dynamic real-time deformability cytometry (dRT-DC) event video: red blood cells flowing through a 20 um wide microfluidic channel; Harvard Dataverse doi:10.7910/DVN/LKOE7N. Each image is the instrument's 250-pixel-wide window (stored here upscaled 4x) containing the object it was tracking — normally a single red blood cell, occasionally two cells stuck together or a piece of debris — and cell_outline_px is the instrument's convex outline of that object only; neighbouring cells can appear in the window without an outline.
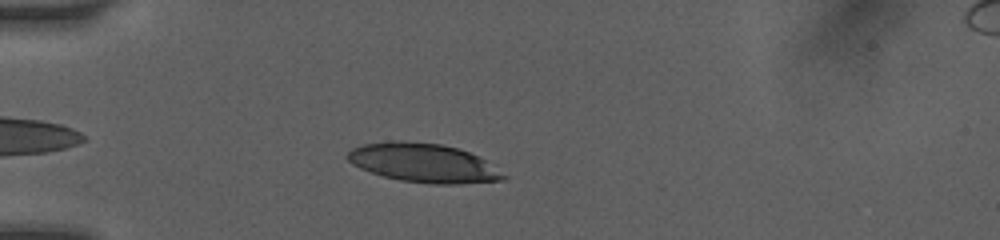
{"species": "human", "species_latin": "Homo sapiens", "temperature_condition": "room temperature", "stored_images_in_passage": 48, "camera_frame_rate_fps": 3000, "um_per_image_px": 0.085, "donor": {"sex": "female"}, "frame": {"image": 1, "passage_image": 6, "time_ms": 1.333, "image_size_px": [1000, 240], "cell_outline_px": [[508, 176], [504, 180], [456, 184], [436, 184], [400, 180], [384, 176], [360, 168], [352, 164], [348, 160], [348, 152], [352, 148], [364, 144], [440, 144], [456, 148], [468, 152], [484, 160]], "centroid_in_image_um": [36.05, 13.91], "position_along_channel_um": 48.9, "area_um2": 33.76}}
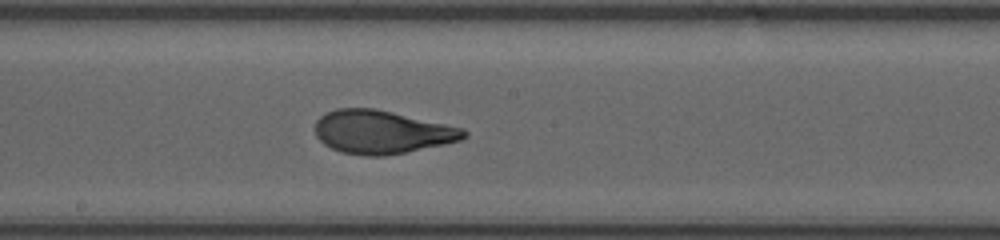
{"frame": {"image": 2, "passage_image": 24, "time_ms": 6.0, "image_size_px": [1000, 240], "cell_outline_px": [[468, 136], [460, 140], [444, 144], [384, 156], [364, 156], [340, 152], [324, 144], [316, 136], [316, 120], [324, 112], [336, 108], [372, 108], [392, 112], [464, 128], [468, 132]], "centroid_in_image_um": [32.43, 11.22], "position_along_channel_um": 215.8, "area_um2": 37.45}}
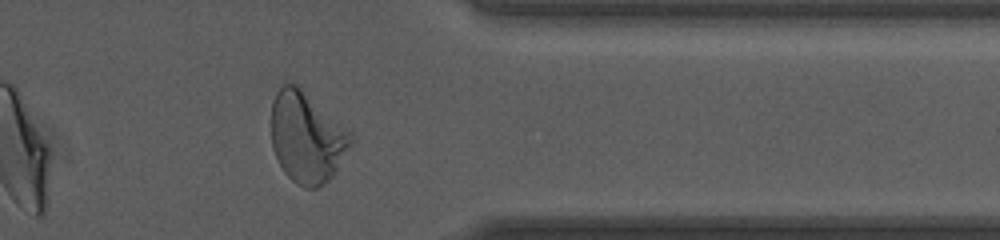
{"frame": {"image": 3, "passage_image": 42, "time_ms": 10.333, "image_size_px": [1000, 240], "cell_outline_px": [[356, 140], [336, 172], [324, 184], [316, 188], [304, 188], [296, 184], [284, 172], [272, 148], [272, 100], [276, 92], [284, 84], [296, 84], [352, 132], [356, 136]], "centroid_in_image_um": [26.12, 11.71], "position_along_channel_um": 385.3, "area_um2": 42.37}, "authors_computed_cell_mechanics": {"area_um2": 37.3388, "velocity_mm_per_s": 4.0912, "shape_relaxation_time_tau1_ms": 4.3037, "shape_relaxation_time_tau2_ms": 0.7767, "deformation_change_tau1": 0.2042, "deformation_change_tau2": 0.0835}}